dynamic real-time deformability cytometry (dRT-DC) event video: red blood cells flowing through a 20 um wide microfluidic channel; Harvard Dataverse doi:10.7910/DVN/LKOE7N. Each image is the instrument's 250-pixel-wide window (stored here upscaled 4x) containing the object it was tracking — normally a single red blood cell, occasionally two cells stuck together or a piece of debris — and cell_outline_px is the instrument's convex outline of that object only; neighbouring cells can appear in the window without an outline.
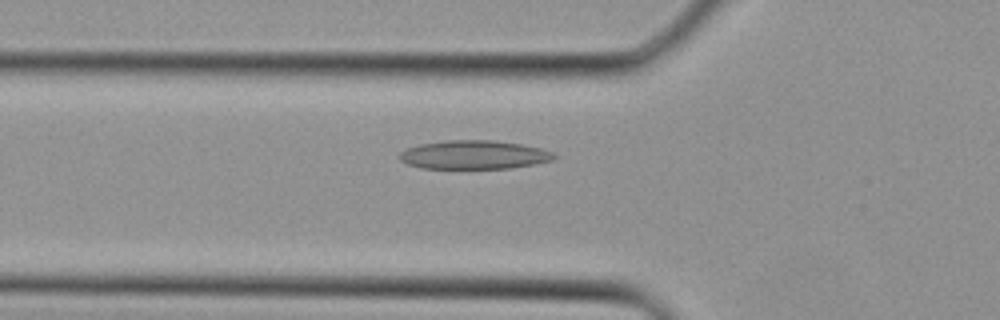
{"species": "Egyptian fruit bat (a non-hibernating species)", "species_latin": "Rousettus aegyptiacus", "temperature_condition": "cold", "stored_images_in_passage": 35, "camera_frame_rate_fps": 3000, "um_per_image_px": 0.085, "animal": {"sex": "female"}, "frame": {"image": 1, "passage_image": 12, "time_ms": 3.667, "image_size_px": [1000, 320], "cell_outline_px": [[556, 156], [552, 160], [536, 164], [508, 168], [420, 168], [408, 164], [400, 160], [396, 156], [404, 148], [420, 144], [444, 140], [492, 140], [520, 144], [540, 148], [552, 152]], "centroid_in_image_um": [40.22, 13.15], "position_along_channel_um": 85.6, "area_um2": 25.89}}
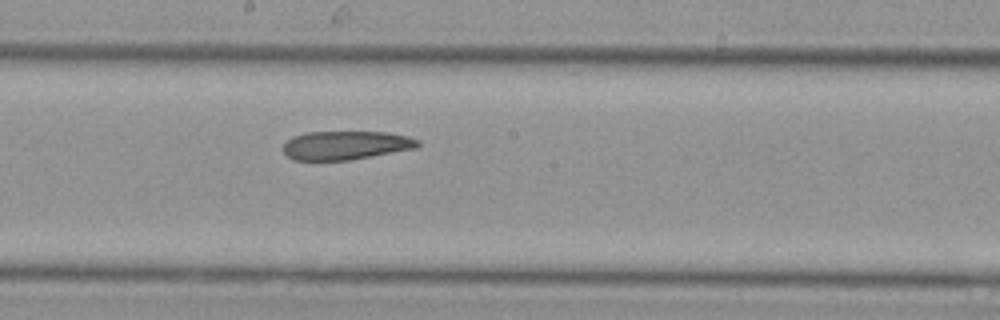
{"frame": {"image": 2, "passage_image": 19, "time_ms": 6.0, "image_size_px": [1000, 320], "cell_outline_px": [[420, 148], [348, 160], [292, 160], [284, 152], [284, 144], [292, 136], [304, 132], [388, 132], [408, 136], [420, 140]], "centroid_in_image_um": [29.44, 12.34], "position_along_channel_um": 218.8, "area_um2": 22.72}}
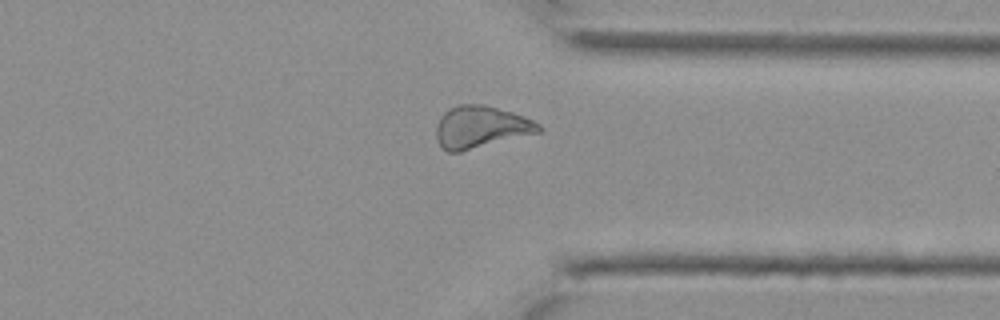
{"frame": {"image": 3, "passage_image": 27, "time_ms": 8.667, "image_size_px": [1000, 320], "cell_outline_px": [[544, 128], [540, 132], [460, 152], [448, 152], [440, 148], [436, 140], [436, 124], [440, 116], [448, 108], [456, 104], [484, 104], [512, 112], [524, 116], [540, 124]], "centroid_in_image_um": [40.83, 10.8], "position_along_channel_um": 370.6, "area_um2": 25.49}}